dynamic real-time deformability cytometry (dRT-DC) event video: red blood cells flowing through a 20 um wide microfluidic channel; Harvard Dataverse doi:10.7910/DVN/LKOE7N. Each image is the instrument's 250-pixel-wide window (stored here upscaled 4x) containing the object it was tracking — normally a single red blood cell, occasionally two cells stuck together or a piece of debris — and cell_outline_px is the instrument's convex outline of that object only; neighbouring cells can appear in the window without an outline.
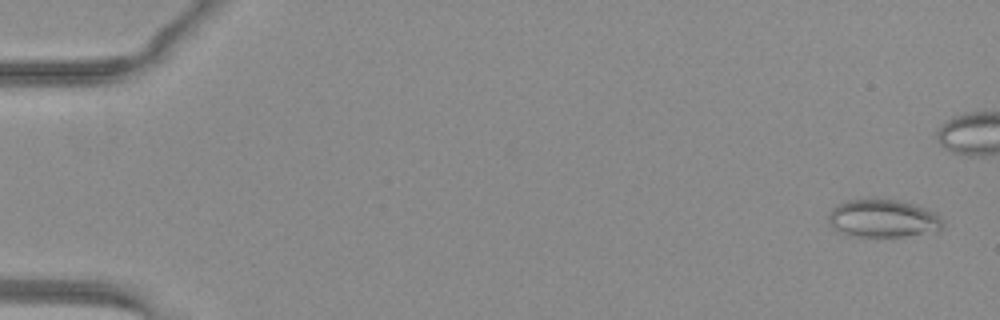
{"species": "common noctule bat (a hibernating species)", "species_latin": "Nyctalus noctula", "temperature_condition": "warm", "stored_images_in_passage": 16, "camera_frame_rate_fps": 3000, "um_per_image_px": 0.085, "animal": {"sex": "female", "body_mass_g": 29.2, "forearm_length_mm": 56.3}, "frame": {"image": 1, "passage_image": 2, "time_ms": 0.333, "image_size_px": [1000, 320], "cell_outline_px": [[944, 228], [936, 232], [904, 236], [860, 236], [840, 232], [828, 220], [828, 212], [832, 208], [848, 200], [896, 200], [916, 204], [940, 216], [944, 224]], "centroid_in_image_um": [75.11, 18.58], "position_along_channel_um": 9.9, "area_um2": 24.85}}